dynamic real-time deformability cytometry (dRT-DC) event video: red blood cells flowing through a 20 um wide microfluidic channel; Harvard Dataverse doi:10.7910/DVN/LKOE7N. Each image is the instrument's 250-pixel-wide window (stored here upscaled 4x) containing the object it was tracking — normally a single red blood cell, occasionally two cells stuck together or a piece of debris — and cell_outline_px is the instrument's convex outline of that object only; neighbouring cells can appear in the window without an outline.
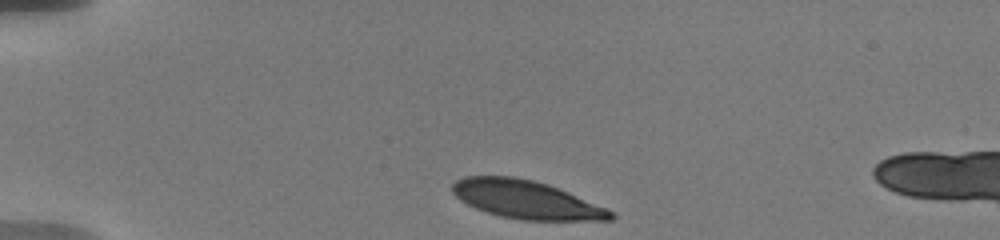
{"species": "human", "species_latin": "Homo sapiens", "temperature_condition": "warm", "stored_images_in_passage": 4, "camera_frame_rate_fps": 3000, "um_per_image_px": 0.085, "donor": {"sex": "male"}, "frame": {"image": 1, "passage_image": 1, "time_ms": 0.0, "image_size_px": [1000, 240], "cell_outline_px": [[616, 216], [612, 220], [520, 220], [500, 216], [476, 208], [460, 200], [452, 192], [452, 184], [456, 180], [464, 176], [516, 176], [548, 184], [608, 208]], "centroid_in_image_um": [44.73, 16.96], "position_along_channel_um": 40.3, "area_um2": 35.2}}